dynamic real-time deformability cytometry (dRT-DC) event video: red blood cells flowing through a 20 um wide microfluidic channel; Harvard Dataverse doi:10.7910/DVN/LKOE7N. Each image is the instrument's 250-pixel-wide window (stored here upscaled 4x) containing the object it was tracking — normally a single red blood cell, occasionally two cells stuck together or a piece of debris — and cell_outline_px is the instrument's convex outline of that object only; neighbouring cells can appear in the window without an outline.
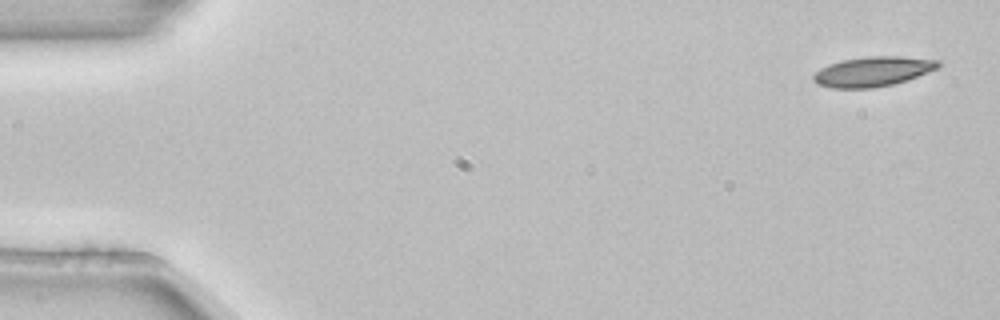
{"species": "common noctule bat (a hibernating species)", "species_latin": "Nyctalus noctula", "temperature_condition": "room temperature", "stored_images_in_passage": 4, "camera_frame_rate_fps": 3000, "um_per_image_px": 0.085, "animal": {"sex": "female", "body_mass_g": 22.7, "forearm_length_mm": 54.2}, "frame": {"image": 1, "passage_image": 1, "time_ms": 0.0, "image_size_px": [1000, 320], "cell_outline_px": [[940, 68], [908, 80], [892, 84], [872, 88], [832, 88], [816, 84], [812, 80], [812, 76], [820, 68], [828, 64], [844, 60], [868, 56], [900, 56], [940, 60]], "centroid_in_image_um": [74.2, 6.08], "position_along_channel_um": 10.8, "area_um2": 21.85}}
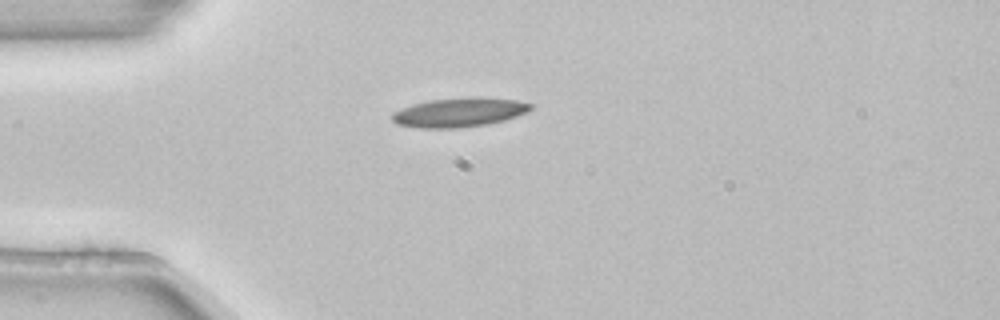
{"frame": {"image": 2, "passage_image": 4, "time_ms": 1.0, "image_size_px": [1000, 320], "cell_outline_px": [[532, 108], [516, 116], [504, 120], [488, 124], [456, 128], [420, 128], [396, 124], [392, 120], [392, 112], [400, 108], [412, 104], [432, 100], [476, 96], [516, 100], [532, 104]], "centroid_in_image_um": [38.99, 9.55], "position_along_channel_um": 46.0, "area_um2": 23.52}}